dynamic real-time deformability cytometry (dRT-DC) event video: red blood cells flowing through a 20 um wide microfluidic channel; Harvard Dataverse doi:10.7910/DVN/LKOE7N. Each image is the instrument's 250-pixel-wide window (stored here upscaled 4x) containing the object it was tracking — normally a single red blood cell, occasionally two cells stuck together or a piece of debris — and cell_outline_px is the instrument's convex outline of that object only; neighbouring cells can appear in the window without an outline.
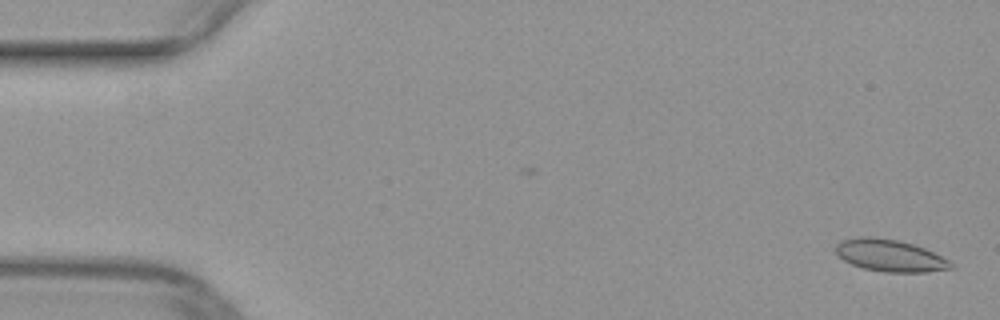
{"species": "common noctule bat (a hibernating species)", "species_latin": "Nyctalus noctula", "temperature_condition": "warm", "stored_images_in_passage": 50, "camera_frame_rate_fps": 3000, "um_per_image_px": 0.085, "animal": {"sex": "female", "body_mass_g": 29.2, "forearm_length_mm": 56.3}, "frame": {"image": 1, "passage_image": 1, "time_ms": 0.0, "image_size_px": [1000, 320], "cell_outline_px": [[956, 268], [924, 272], [884, 272], [864, 268], [852, 264], [844, 260], [836, 252], [836, 244], [840, 240], [864, 236], [868, 236], [900, 240], [924, 248], [948, 260]], "centroid_in_image_um": [75.64, 21.72], "position_along_channel_um": 9.4, "area_um2": 21.33}}
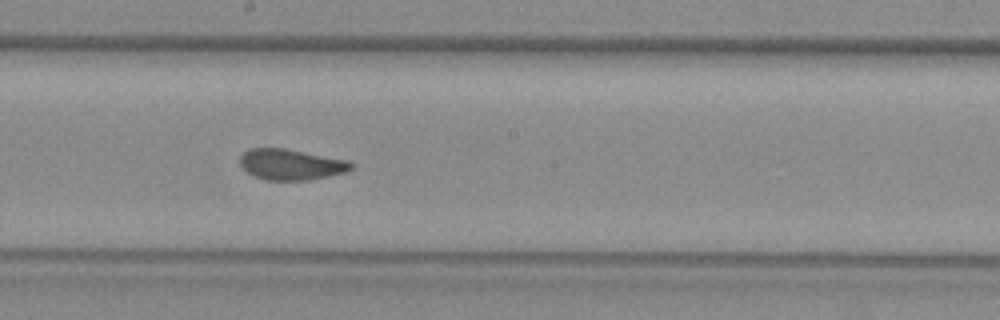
{"frame": {"image": 2, "passage_image": 27, "time_ms": 8.667, "image_size_px": [1000, 320], "cell_outline_px": [[356, 164], [352, 168], [344, 172], [328, 176], [308, 180], [264, 180], [252, 176], [240, 164], [240, 156], [248, 148], [284, 148], [348, 160]], "centroid_in_image_um": [24.72, 13.98], "position_along_channel_um": 223.5, "area_um2": 20.0}}
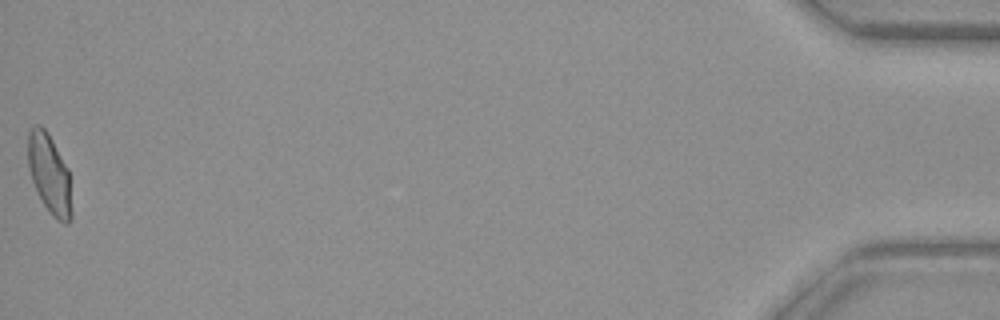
{"frame": {"image": 3, "passage_image": 50, "time_ms": 16.333, "image_size_px": [1000, 320], "cell_outline_px": [[72, 220], [68, 224], [64, 224], [56, 220], [48, 212], [32, 180], [28, 168], [28, 132], [36, 124], [40, 124], [48, 132], [68, 168], [72, 212]], "centroid_in_image_um": [4.22, 14.82], "position_along_channel_um": 431.0, "area_um2": 20.35}}